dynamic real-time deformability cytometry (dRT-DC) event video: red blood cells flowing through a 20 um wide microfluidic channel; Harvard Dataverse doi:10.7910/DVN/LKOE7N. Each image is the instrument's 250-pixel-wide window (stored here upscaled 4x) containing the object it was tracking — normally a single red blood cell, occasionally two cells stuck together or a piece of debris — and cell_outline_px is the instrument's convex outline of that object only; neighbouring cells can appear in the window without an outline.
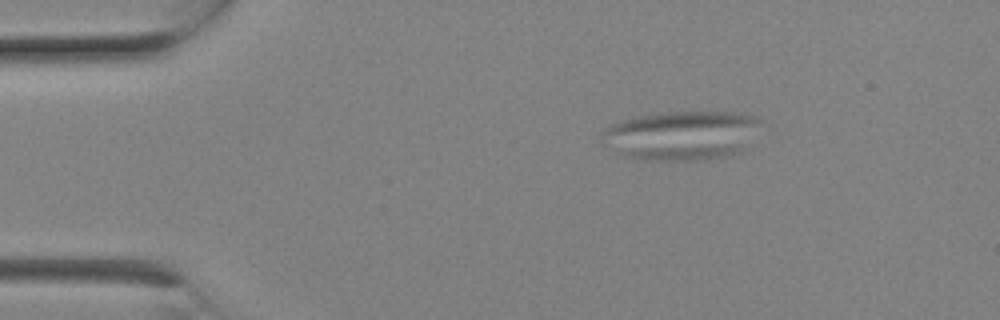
{"species": "Egyptian fruit bat (a non-hibernating species)", "species_latin": "Rousettus aegyptiacus", "temperature_condition": "room temperature", "stored_images_in_passage": 8, "camera_frame_rate_fps": 3000, "um_per_image_px": 0.085, "animal": {"sex": "female"}, "frame": {"image": 1, "passage_image": 4, "time_ms": 1.0, "image_size_px": [1000, 320], "cell_outline_px": [[768, 124], [740, 152], [728, 156], [704, 160], [644, 160], [624, 156], [612, 152], [600, 144], [604, 128], [612, 124], [624, 120], [640, 116], [668, 112], [732, 112], [756, 116], [764, 120]], "centroid_in_image_um": [58.0, 11.52], "position_along_channel_um": 27.0, "area_um2": 46.64}}
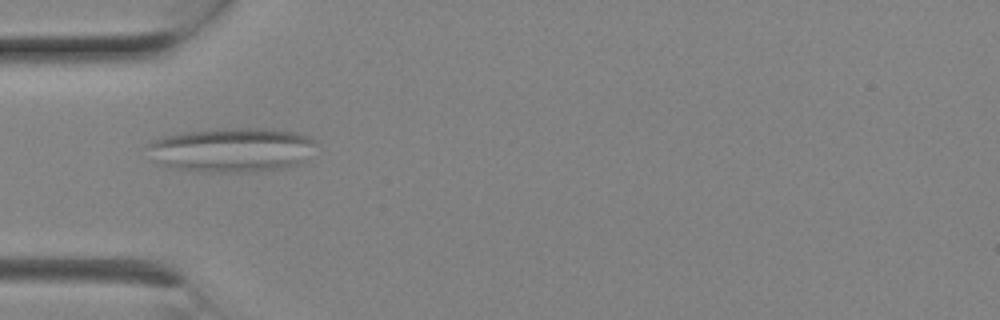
{"frame": {"image": 2, "passage_image": 7, "time_ms": 2.0, "image_size_px": [1000, 320], "cell_outline_px": [[316, 144], [304, 160], [300, 164], [284, 168], [240, 172], [212, 172], [168, 168], [160, 164], [144, 148], [152, 140], [160, 136], [184, 132], [224, 128], [264, 128], [300, 132], [316, 140]], "centroid_in_image_um": [19.68, 12.72], "position_along_channel_um": 65.3, "area_um2": 43.93}}
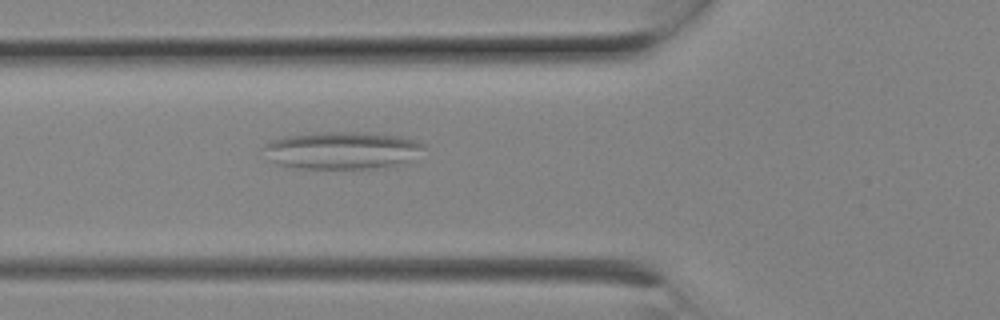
{"frame": {"image": 3, "passage_image": 8, "time_ms": 2.333, "image_size_px": [1000, 320], "cell_outline_px": [[428, 144], [424, 148], [408, 160], [400, 164], [384, 168], [296, 168], [276, 164], [272, 160], [264, 148], [264, 144], [272, 140], [288, 136], [328, 132], [368, 132], [400, 136], [420, 140]], "centroid_in_image_um": [29.15, 12.77], "position_along_channel_um": 96.7, "area_um2": 34.8}}